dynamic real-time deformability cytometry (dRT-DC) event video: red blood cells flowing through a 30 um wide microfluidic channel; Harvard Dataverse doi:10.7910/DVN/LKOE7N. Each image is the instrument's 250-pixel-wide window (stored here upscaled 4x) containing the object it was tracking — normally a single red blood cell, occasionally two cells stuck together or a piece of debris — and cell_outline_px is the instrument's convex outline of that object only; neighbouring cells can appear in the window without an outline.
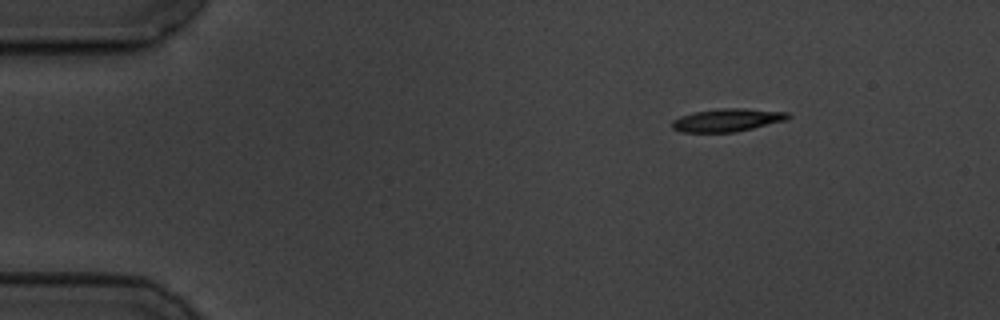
{"species": "common noctule bat (a hibernating species)", "species_latin": "Nyctalus noctula", "temperature_condition": "cold", "stored_images_in_passage": 51, "camera_frame_rate_fps": 3000, "um_per_image_px": 0.085, "animal": {"sex": "male", "body_mass_g": 19.5, "forearm_length_mm": 54.6}, "frame": {"image": 1, "passage_image": 1, "time_ms": 0.0, "image_size_px": [1000, 320], "cell_outline_px": [[792, 116], [788, 120], [736, 132], [680, 132], [672, 128], [672, 120], [680, 116], [696, 112], [720, 108], [744, 108], [788, 112]], "centroid_in_image_um": [61.85, 10.21], "position_along_channel_um": 23.1, "area_um2": 15.61}}
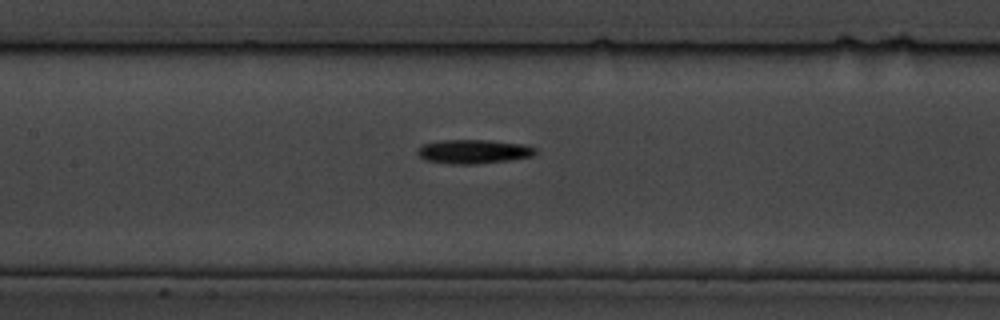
{"frame": {"image": 2, "passage_image": 20, "time_ms": 6.333, "image_size_px": [1000, 320], "cell_outline_px": [[540, 152], [532, 156], [508, 160], [472, 164], [452, 164], [424, 160], [416, 152], [420, 144], [440, 140], [492, 140], [524, 144], [536, 148]], "centroid_in_image_um": [40.25, 12.87], "position_along_channel_um": 167.2, "area_um2": 16.7}}
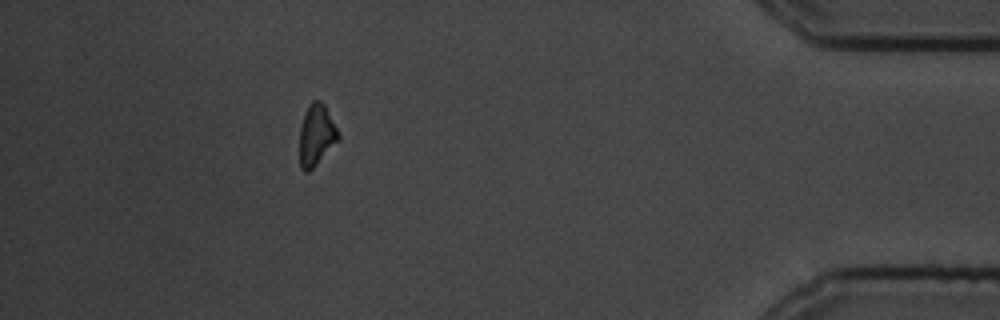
{"frame": {"image": 3, "passage_image": 45, "time_ms": 14.667, "image_size_px": [1000, 320], "cell_outline_px": [[340, 140], [308, 172], [304, 172], [300, 168], [300, 128], [304, 116], [312, 100], [320, 100], [324, 104], [340, 136]], "centroid_in_image_um": [26.9, 11.51], "position_along_channel_um": 408.3, "area_um2": 13.58}, "authors_computed_cell_mechanics": {"area_um2": 15.2592, "velocity_mm_per_s": 3.4884, "shape_relaxation_time_tau1_ms": 2.5781, "shape_relaxation_time_tau2_ms": null, "deformation_change_tau1": 0.1217, "deformation_change_tau2": null}}